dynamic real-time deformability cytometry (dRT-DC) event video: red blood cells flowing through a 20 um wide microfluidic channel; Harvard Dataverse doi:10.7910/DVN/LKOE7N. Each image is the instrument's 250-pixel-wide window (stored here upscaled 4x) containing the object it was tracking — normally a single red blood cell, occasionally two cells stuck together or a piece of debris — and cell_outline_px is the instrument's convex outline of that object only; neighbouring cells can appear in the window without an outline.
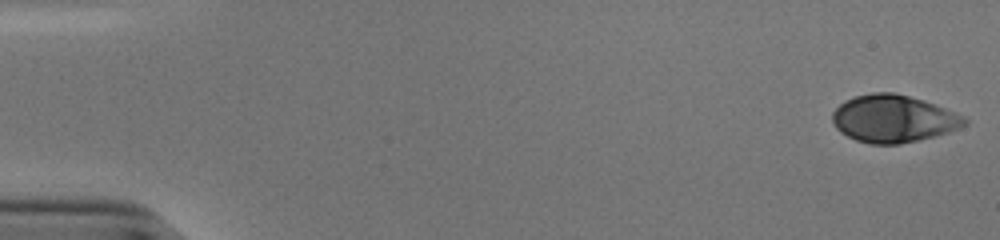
{"species": "human", "species_latin": "Homo sapiens", "temperature_condition": "cold", "stored_images_in_passage": 53, "camera_frame_rate_fps": 3000, "um_per_image_px": 0.085, "donor": {"sex": "male"}, "frame": {"image": 1, "passage_image": 1, "time_ms": 0.0, "image_size_px": [1000, 240], "cell_outline_px": [[968, 124], [960, 128], [948, 132], [900, 144], [872, 144], [856, 140], [840, 132], [836, 128], [832, 120], [832, 112], [844, 100], [856, 96], [872, 92], [892, 92], [924, 100], [964, 116], [968, 120]], "centroid_in_image_um": [75.92, 10.08], "position_along_channel_um": 9.1, "area_um2": 36.36}}
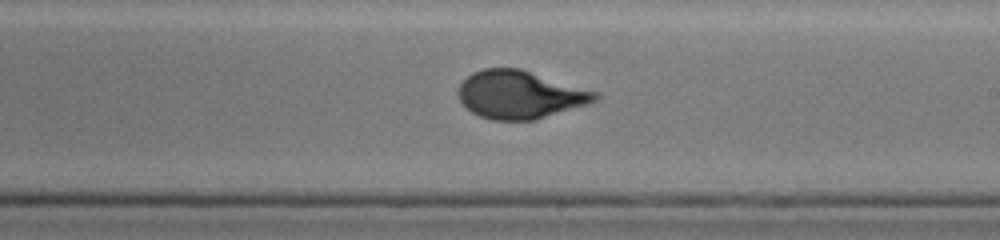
{"frame": {"image": 2, "passage_image": 32, "time_ms": 10.333, "image_size_px": [1000, 240], "cell_outline_px": [[600, 96], [596, 100], [588, 104], [536, 120], [492, 120], [480, 116], [472, 112], [460, 100], [456, 92], [460, 84], [472, 72], [484, 68], [520, 68], [600, 92]], "centroid_in_image_um": [44.22, 8.04], "position_along_channel_um": 244.8, "area_um2": 38.44}}
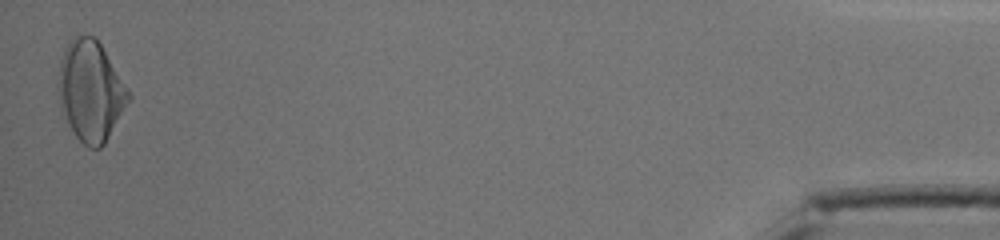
{"frame": {"image": 3, "passage_image": 53, "time_ms": 17.333, "image_size_px": [1000, 240], "cell_outline_px": [[132, 100], [104, 144], [100, 148], [88, 148], [76, 136], [60, 112], [56, 88], [56, 84], [60, 60], [64, 48], [68, 40], [76, 32], [96, 36], [128, 88], [132, 96]], "centroid_in_image_um": [7.68, 7.69], "position_along_channel_um": 427.5, "area_um2": 42.37}, "authors_computed_cell_mechanics": {"area_um2": 37.281, "velocity_mm_per_s": 3.8316, "shape_relaxation_time_tau1_ms": 4.7863, "shape_relaxation_time_tau2_ms": null, "deformation_change_tau1": 0.1767, "deformation_change_tau2": null}}